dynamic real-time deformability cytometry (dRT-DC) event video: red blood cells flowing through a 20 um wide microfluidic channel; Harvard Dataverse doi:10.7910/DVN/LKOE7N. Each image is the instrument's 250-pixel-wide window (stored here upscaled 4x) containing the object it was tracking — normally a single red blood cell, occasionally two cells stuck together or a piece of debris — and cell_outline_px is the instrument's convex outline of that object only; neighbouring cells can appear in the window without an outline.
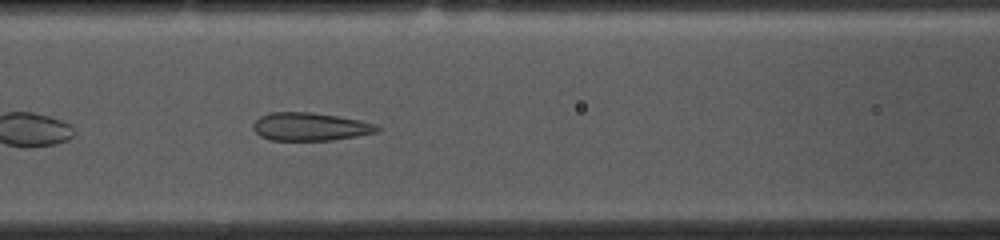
{"species": "common noctule bat (a hibernating species)", "species_latin": "Nyctalus noctula", "temperature_condition": "cold", "stored_images_in_passage": 41, "segment_of_instrument_passage": [1, 2], "camera_frame_rate_fps": 3000, "um_per_image_px": 0.085, "animal": {"sex": "female", "body_mass_g": 10.0, "forearm_length_mm": 53.1}, "frame": {"image": 1, "passage_image": 9, "time_ms": 2.667, "image_size_px": [1000, 240], "cell_outline_px": [[380, 128], [376, 132], [356, 136], [332, 140], [272, 140], [260, 136], [252, 128], [252, 124], [260, 116], [272, 112], [308, 112], [336, 116], [360, 120], [372, 124]], "centroid_in_image_um": [26.3, 10.77], "position_along_channel_um": 140.3, "area_um2": 20.0}}
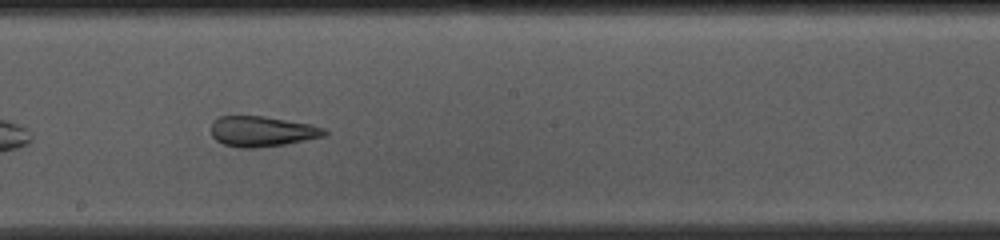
{"frame": {"image": 2, "passage_image": 16, "time_ms": 5.0, "image_size_px": [1000, 240], "cell_outline_px": [[328, 132], [324, 136], [284, 144], [256, 148], [240, 148], [224, 144], [216, 140], [212, 136], [212, 120], [220, 116], [264, 116], [308, 124], [324, 128]], "centroid_in_image_um": [22.23, 11.17], "position_along_channel_um": 226.0, "area_um2": 19.88}}
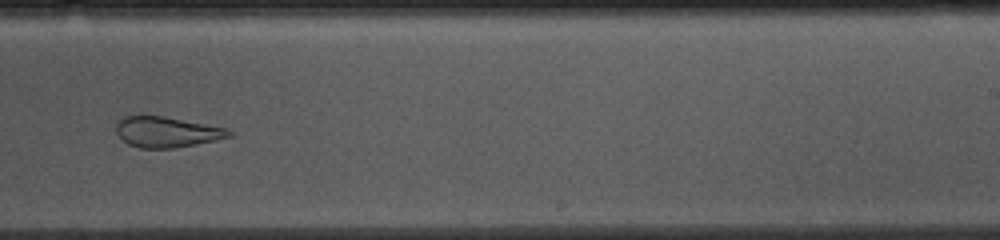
{"frame": {"image": 3, "passage_image": 20, "time_ms": 6.333, "image_size_px": [1000, 240], "cell_outline_px": [[232, 136], [172, 148], [140, 148], [128, 144], [116, 132], [116, 120], [124, 116], [164, 116], [224, 128], [232, 132]], "centroid_in_image_um": [14.09, 11.21], "position_along_channel_um": 274.9, "area_um2": 19.65}}